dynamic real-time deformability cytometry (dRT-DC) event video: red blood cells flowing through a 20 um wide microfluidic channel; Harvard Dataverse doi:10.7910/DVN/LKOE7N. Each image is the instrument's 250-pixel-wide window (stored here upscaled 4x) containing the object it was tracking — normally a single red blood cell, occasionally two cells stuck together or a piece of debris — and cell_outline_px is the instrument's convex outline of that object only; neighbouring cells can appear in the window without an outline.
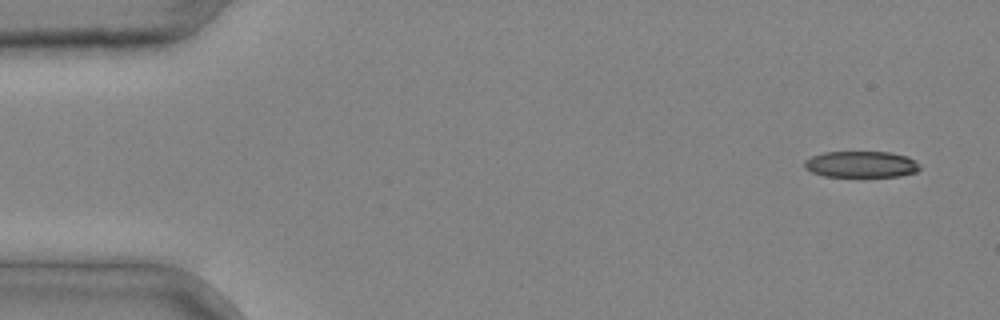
{"species": "common noctule bat (a hibernating species)", "species_latin": "Nyctalus noctula", "temperature_condition": "cold", "stored_images_in_passage": 3, "camera_frame_rate_fps": 3000, "um_per_image_px": 0.085, "animal": {"sex": "male", "body_mass_g": 20.4}, "frame": {"image": 1, "passage_image": 1, "time_ms": 0.0, "image_size_px": [1000, 320], "cell_outline_px": [[920, 168], [916, 172], [900, 176], [824, 176], [812, 172], [804, 168], [804, 160], [812, 156], [824, 152], [892, 152], [908, 156], [916, 160], [920, 164]], "centroid_in_image_um": [73.22, 13.96], "position_along_channel_um": 11.8, "area_um2": 17.8}}